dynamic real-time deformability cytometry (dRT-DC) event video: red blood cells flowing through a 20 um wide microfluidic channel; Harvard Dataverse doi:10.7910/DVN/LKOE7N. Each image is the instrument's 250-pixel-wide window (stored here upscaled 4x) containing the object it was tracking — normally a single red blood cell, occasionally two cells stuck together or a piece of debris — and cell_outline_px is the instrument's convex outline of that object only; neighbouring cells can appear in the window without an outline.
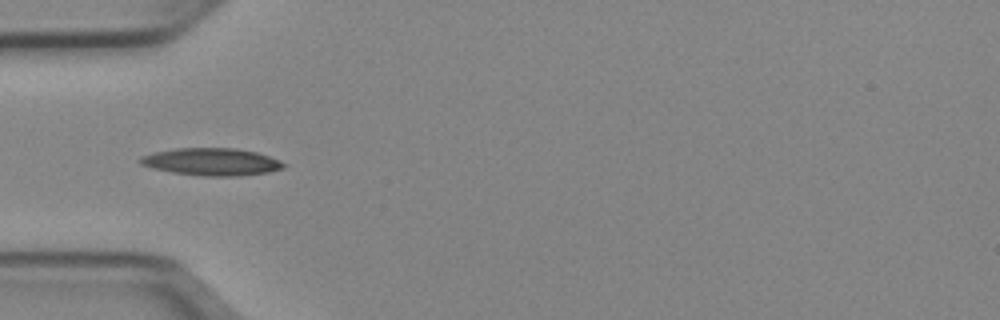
{"species": "Egyptian fruit bat (a non-hibernating species)", "species_latin": "Rousettus aegyptiacus", "temperature_condition": "cold", "stored_images_in_passage": 36, "camera_frame_rate_fps": 3000, "um_per_image_px": 0.085, "animal": {"sex": "female"}, "frame": {"image": 1, "passage_image": 1, "time_ms": 0.0, "image_size_px": [1000, 320], "cell_outline_px": [[288, 164], [284, 168], [268, 172], [240, 176], [204, 176], [172, 172], [152, 168], [140, 164], [136, 160], [140, 156], [156, 152], [176, 148], [236, 148], [256, 152], [268, 156]], "centroid_in_image_um": [17.97, 13.75], "position_along_channel_um": 67.0, "area_um2": 22.95}}
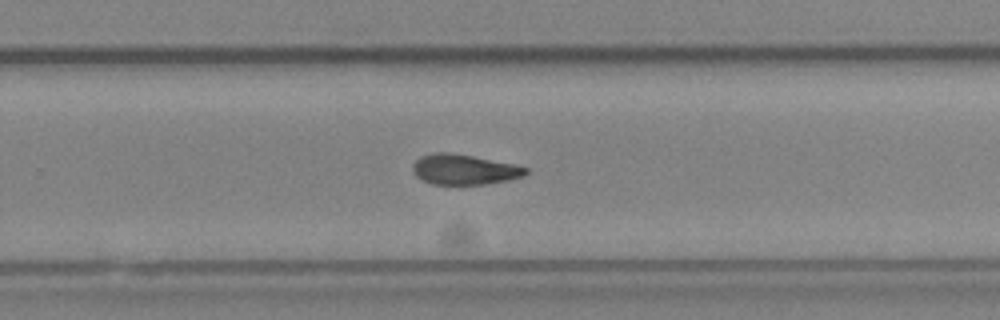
{"frame": {"image": 2, "passage_image": 18, "time_ms": 5.667, "image_size_px": [1000, 320], "cell_outline_px": [[528, 172], [524, 176], [508, 180], [484, 184], [432, 184], [420, 180], [412, 172], [412, 164], [420, 156], [436, 152], [448, 152], [472, 156], [516, 164], [528, 168]], "centroid_in_image_um": [39.43, 14.4], "position_along_channel_um": 290.4, "area_um2": 20.06}}
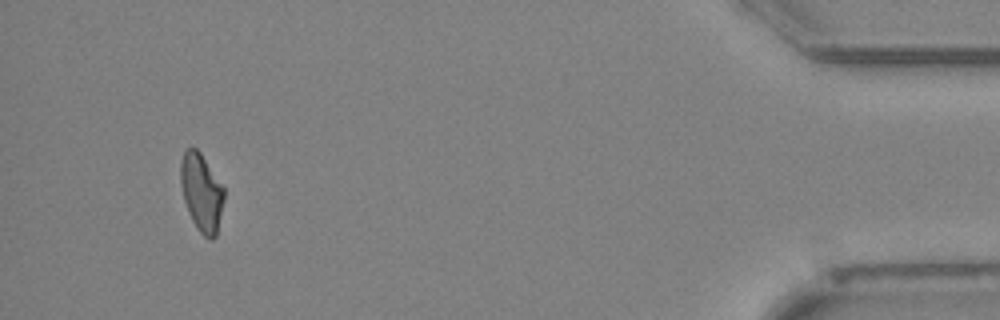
{"frame": {"image": 3, "passage_image": 33, "time_ms": 10.667, "image_size_px": [1000, 320], "cell_outline_px": [[224, 200], [216, 236], [212, 240], [208, 240], [196, 228], [188, 212], [184, 200], [180, 184], [180, 160], [184, 152], [188, 148], [196, 148], [200, 152], [224, 188]], "centroid_in_image_um": [17.11, 16.38], "position_along_channel_um": 418.1, "area_um2": 19.71}, "authors_computed_cell_mechanics": {"area_um2": 20.5479, "velocity_mm_per_s": 3.9617, "shape_relaxation_time_tau1_ms": 4.7528, "shape_relaxation_time_tau2_ms": 6.331, "deformation_change_tau1": 0.157, "deformation_change_tau2": 0.1582}}